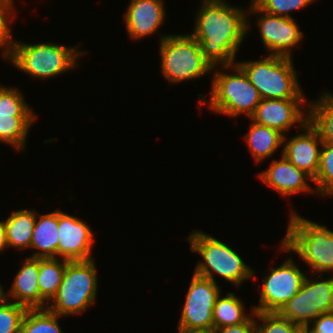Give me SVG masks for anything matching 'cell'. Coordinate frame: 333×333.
<instances>
[{
	"label": "cell",
	"instance_id": "1",
	"mask_svg": "<svg viewBox=\"0 0 333 333\" xmlns=\"http://www.w3.org/2000/svg\"><path fill=\"white\" fill-rule=\"evenodd\" d=\"M191 35L204 58L214 66L235 63L236 53L251 27L247 11L223 2H201Z\"/></svg>",
	"mask_w": 333,
	"mask_h": 333
},
{
	"label": "cell",
	"instance_id": "2",
	"mask_svg": "<svg viewBox=\"0 0 333 333\" xmlns=\"http://www.w3.org/2000/svg\"><path fill=\"white\" fill-rule=\"evenodd\" d=\"M287 222L280 250L296 253L298 258L310 266L308 273H319L322 278L325 272L333 274V231L305 219L295 211L291 212Z\"/></svg>",
	"mask_w": 333,
	"mask_h": 333
},
{
	"label": "cell",
	"instance_id": "3",
	"mask_svg": "<svg viewBox=\"0 0 333 333\" xmlns=\"http://www.w3.org/2000/svg\"><path fill=\"white\" fill-rule=\"evenodd\" d=\"M79 46H65L52 41L30 44L14 40L2 57L32 78L46 80L78 66V58L86 53L85 50H77Z\"/></svg>",
	"mask_w": 333,
	"mask_h": 333
},
{
	"label": "cell",
	"instance_id": "4",
	"mask_svg": "<svg viewBox=\"0 0 333 333\" xmlns=\"http://www.w3.org/2000/svg\"><path fill=\"white\" fill-rule=\"evenodd\" d=\"M189 235L190 250L203 258L196 265L195 274L216 282L215 274L238 287L254 278L255 271L227 244L201 230H192Z\"/></svg>",
	"mask_w": 333,
	"mask_h": 333
},
{
	"label": "cell",
	"instance_id": "5",
	"mask_svg": "<svg viewBox=\"0 0 333 333\" xmlns=\"http://www.w3.org/2000/svg\"><path fill=\"white\" fill-rule=\"evenodd\" d=\"M222 71L213 67V81L209 101L205 104L215 113L230 117L246 114L250 118L261 101L258 90L249 81L243 69L235 62L221 65ZM232 69V74L224 70ZM217 71V72H216Z\"/></svg>",
	"mask_w": 333,
	"mask_h": 333
},
{
	"label": "cell",
	"instance_id": "6",
	"mask_svg": "<svg viewBox=\"0 0 333 333\" xmlns=\"http://www.w3.org/2000/svg\"><path fill=\"white\" fill-rule=\"evenodd\" d=\"M292 60L268 54L264 59L236 63L258 90L261 99H306Z\"/></svg>",
	"mask_w": 333,
	"mask_h": 333
},
{
	"label": "cell",
	"instance_id": "7",
	"mask_svg": "<svg viewBox=\"0 0 333 333\" xmlns=\"http://www.w3.org/2000/svg\"><path fill=\"white\" fill-rule=\"evenodd\" d=\"M97 280L94 258L68 261L58 291L46 308L61 317L84 313L96 302Z\"/></svg>",
	"mask_w": 333,
	"mask_h": 333
},
{
	"label": "cell",
	"instance_id": "8",
	"mask_svg": "<svg viewBox=\"0 0 333 333\" xmlns=\"http://www.w3.org/2000/svg\"><path fill=\"white\" fill-rule=\"evenodd\" d=\"M161 72L170 83L198 79L213 73L198 41L191 35H160Z\"/></svg>",
	"mask_w": 333,
	"mask_h": 333
},
{
	"label": "cell",
	"instance_id": "9",
	"mask_svg": "<svg viewBox=\"0 0 333 333\" xmlns=\"http://www.w3.org/2000/svg\"><path fill=\"white\" fill-rule=\"evenodd\" d=\"M311 275L310 279L305 277L298 293L276 312L301 328L309 326L320 314L333 311V274L326 280L318 279L315 273Z\"/></svg>",
	"mask_w": 333,
	"mask_h": 333
},
{
	"label": "cell",
	"instance_id": "10",
	"mask_svg": "<svg viewBox=\"0 0 333 333\" xmlns=\"http://www.w3.org/2000/svg\"><path fill=\"white\" fill-rule=\"evenodd\" d=\"M221 293L217 282L193 272L178 321V330L211 333L214 329V304Z\"/></svg>",
	"mask_w": 333,
	"mask_h": 333
},
{
	"label": "cell",
	"instance_id": "11",
	"mask_svg": "<svg viewBox=\"0 0 333 333\" xmlns=\"http://www.w3.org/2000/svg\"><path fill=\"white\" fill-rule=\"evenodd\" d=\"M264 277L258 306L255 312H277L283 304L295 296L306 277L292 257H288L280 266L270 268Z\"/></svg>",
	"mask_w": 333,
	"mask_h": 333
},
{
	"label": "cell",
	"instance_id": "12",
	"mask_svg": "<svg viewBox=\"0 0 333 333\" xmlns=\"http://www.w3.org/2000/svg\"><path fill=\"white\" fill-rule=\"evenodd\" d=\"M247 15L256 14L258 28L263 45L269 55L292 58L291 50L302 41L304 34L300 31L294 18L275 16L265 13L250 1ZM261 15V16H260ZM292 48V49H291Z\"/></svg>",
	"mask_w": 333,
	"mask_h": 333
},
{
	"label": "cell",
	"instance_id": "13",
	"mask_svg": "<svg viewBox=\"0 0 333 333\" xmlns=\"http://www.w3.org/2000/svg\"><path fill=\"white\" fill-rule=\"evenodd\" d=\"M85 222L58 209L57 258L67 261L93 259L91 251L95 237Z\"/></svg>",
	"mask_w": 333,
	"mask_h": 333
},
{
	"label": "cell",
	"instance_id": "14",
	"mask_svg": "<svg viewBox=\"0 0 333 333\" xmlns=\"http://www.w3.org/2000/svg\"><path fill=\"white\" fill-rule=\"evenodd\" d=\"M307 102L306 99H261L250 119L285 136L294 125L300 124L301 128L309 120ZM300 106L307 110L304 112Z\"/></svg>",
	"mask_w": 333,
	"mask_h": 333
},
{
	"label": "cell",
	"instance_id": "15",
	"mask_svg": "<svg viewBox=\"0 0 333 333\" xmlns=\"http://www.w3.org/2000/svg\"><path fill=\"white\" fill-rule=\"evenodd\" d=\"M301 130L304 133L296 134L290 139L283 137L281 155L314 180L319 168L323 141L318 130L309 120L301 127ZM287 139L289 141H286Z\"/></svg>",
	"mask_w": 333,
	"mask_h": 333
},
{
	"label": "cell",
	"instance_id": "16",
	"mask_svg": "<svg viewBox=\"0 0 333 333\" xmlns=\"http://www.w3.org/2000/svg\"><path fill=\"white\" fill-rule=\"evenodd\" d=\"M163 0H131L124 15L126 32L133 40L157 33L166 20Z\"/></svg>",
	"mask_w": 333,
	"mask_h": 333
},
{
	"label": "cell",
	"instance_id": "17",
	"mask_svg": "<svg viewBox=\"0 0 333 333\" xmlns=\"http://www.w3.org/2000/svg\"><path fill=\"white\" fill-rule=\"evenodd\" d=\"M261 181L280 195L285 197L294 196L298 193L317 194L315 188H311L308 180L313 179L304 171L298 169L283 155L280 160H272L270 166L266 170L258 174Z\"/></svg>",
	"mask_w": 333,
	"mask_h": 333
},
{
	"label": "cell",
	"instance_id": "18",
	"mask_svg": "<svg viewBox=\"0 0 333 333\" xmlns=\"http://www.w3.org/2000/svg\"><path fill=\"white\" fill-rule=\"evenodd\" d=\"M38 272L39 258L27 257L16 273L8 293L2 288V296L27 309L40 308Z\"/></svg>",
	"mask_w": 333,
	"mask_h": 333
},
{
	"label": "cell",
	"instance_id": "19",
	"mask_svg": "<svg viewBox=\"0 0 333 333\" xmlns=\"http://www.w3.org/2000/svg\"><path fill=\"white\" fill-rule=\"evenodd\" d=\"M39 220L37 221V218ZM58 247V210L47 214L36 212V221L31 238L32 258H57Z\"/></svg>",
	"mask_w": 333,
	"mask_h": 333
},
{
	"label": "cell",
	"instance_id": "20",
	"mask_svg": "<svg viewBox=\"0 0 333 333\" xmlns=\"http://www.w3.org/2000/svg\"><path fill=\"white\" fill-rule=\"evenodd\" d=\"M248 129L244 137L257 163L272 156L283 145L284 135L275 129L257 124L252 120Z\"/></svg>",
	"mask_w": 333,
	"mask_h": 333
},
{
	"label": "cell",
	"instance_id": "21",
	"mask_svg": "<svg viewBox=\"0 0 333 333\" xmlns=\"http://www.w3.org/2000/svg\"><path fill=\"white\" fill-rule=\"evenodd\" d=\"M36 221V212L32 209H20L11 213L3 221L6 230L7 247L17 250L31 249V238Z\"/></svg>",
	"mask_w": 333,
	"mask_h": 333
},
{
	"label": "cell",
	"instance_id": "22",
	"mask_svg": "<svg viewBox=\"0 0 333 333\" xmlns=\"http://www.w3.org/2000/svg\"><path fill=\"white\" fill-rule=\"evenodd\" d=\"M67 263V260L59 258H39L40 308H46L47 304L56 295Z\"/></svg>",
	"mask_w": 333,
	"mask_h": 333
},
{
	"label": "cell",
	"instance_id": "23",
	"mask_svg": "<svg viewBox=\"0 0 333 333\" xmlns=\"http://www.w3.org/2000/svg\"><path fill=\"white\" fill-rule=\"evenodd\" d=\"M37 116L0 115V142L14 147L17 151L25 150L30 128Z\"/></svg>",
	"mask_w": 333,
	"mask_h": 333
},
{
	"label": "cell",
	"instance_id": "24",
	"mask_svg": "<svg viewBox=\"0 0 333 333\" xmlns=\"http://www.w3.org/2000/svg\"><path fill=\"white\" fill-rule=\"evenodd\" d=\"M309 121L318 130L324 143L333 144V94L321 93L308 106Z\"/></svg>",
	"mask_w": 333,
	"mask_h": 333
},
{
	"label": "cell",
	"instance_id": "25",
	"mask_svg": "<svg viewBox=\"0 0 333 333\" xmlns=\"http://www.w3.org/2000/svg\"><path fill=\"white\" fill-rule=\"evenodd\" d=\"M245 311L244 303L234 293H226L224 297L220 294L214 304V329L245 322L251 316Z\"/></svg>",
	"mask_w": 333,
	"mask_h": 333
},
{
	"label": "cell",
	"instance_id": "26",
	"mask_svg": "<svg viewBox=\"0 0 333 333\" xmlns=\"http://www.w3.org/2000/svg\"><path fill=\"white\" fill-rule=\"evenodd\" d=\"M61 316L47 308L27 309L20 333H63L59 326Z\"/></svg>",
	"mask_w": 333,
	"mask_h": 333
},
{
	"label": "cell",
	"instance_id": "27",
	"mask_svg": "<svg viewBox=\"0 0 333 333\" xmlns=\"http://www.w3.org/2000/svg\"><path fill=\"white\" fill-rule=\"evenodd\" d=\"M316 193L320 196L333 195V144L324 143L321 147L319 168L316 178Z\"/></svg>",
	"mask_w": 333,
	"mask_h": 333
},
{
	"label": "cell",
	"instance_id": "28",
	"mask_svg": "<svg viewBox=\"0 0 333 333\" xmlns=\"http://www.w3.org/2000/svg\"><path fill=\"white\" fill-rule=\"evenodd\" d=\"M22 91L0 85V115L4 116H36L25 101Z\"/></svg>",
	"mask_w": 333,
	"mask_h": 333
},
{
	"label": "cell",
	"instance_id": "29",
	"mask_svg": "<svg viewBox=\"0 0 333 333\" xmlns=\"http://www.w3.org/2000/svg\"><path fill=\"white\" fill-rule=\"evenodd\" d=\"M27 308L3 296L0 298V333H20Z\"/></svg>",
	"mask_w": 333,
	"mask_h": 333
},
{
	"label": "cell",
	"instance_id": "30",
	"mask_svg": "<svg viewBox=\"0 0 333 333\" xmlns=\"http://www.w3.org/2000/svg\"><path fill=\"white\" fill-rule=\"evenodd\" d=\"M255 333H297L301 327L276 312H255Z\"/></svg>",
	"mask_w": 333,
	"mask_h": 333
},
{
	"label": "cell",
	"instance_id": "31",
	"mask_svg": "<svg viewBox=\"0 0 333 333\" xmlns=\"http://www.w3.org/2000/svg\"><path fill=\"white\" fill-rule=\"evenodd\" d=\"M258 8L263 10L265 13L289 17L291 12L294 10H300L311 5L316 0H251Z\"/></svg>",
	"mask_w": 333,
	"mask_h": 333
},
{
	"label": "cell",
	"instance_id": "32",
	"mask_svg": "<svg viewBox=\"0 0 333 333\" xmlns=\"http://www.w3.org/2000/svg\"><path fill=\"white\" fill-rule=\"evenodd\" d=\"M15 5L14 0H0V53L2 55L11 47L15 40L9 28L10 22L14 19Z\"/></svg>",
	"mask_w": 333,
	"mask_h": 333
},
{
	"label": "cell",
	"instance_id": "33",
	"mask_svg": "<svg viewBox=\"0 0 333 333\" xmlns=\"http://www.w3.org/2000/svg\"><path fill=\"white\" fill-rule=\"evenodd\" d=\"M255 311L252 308L251 316L242 323L213 329L211 333H255Z\"/></svg>",
	"mask_w": 333,
	"mask_h": 333
},
{
	"label": "cell",
	"instance_id": "34",
	"mask_svg": "<svg viewBox=\"0 0 333 333\" xmlns=\"http://www.w3.org/2000/svg\"><path fill=\"white\" fill-rule=\"evenodd\" d=\"M310 325L307 327L313 333H333V311L320 314Z\"/></svg>",
	"mask_w": 333,
	"mask_h": 333
},
{
	"label": "cell",
	"instance_id": "35",
	"mask_svg": "<svg viewBox=\"0 0 333 333\" xmlns=\"http://www.w3.org/2000/svg\"><path fill=\"white\" fill-rule=\"evenodd\" d=\"M7 247V240H6V230L3 224V220L0 221V251H4Z\"/></svg>",
	"mask_w": 333,
	"mask_h": 333
},
{
	"label": "cell",
	"instance_id": "36",
	"mask_svg": "<svg viewBox=\"0 0 333 333\" xmlns=\"http://www.w3.org/2000/svg\"><path fill=\"white\" fill-rule=\"evenodd\" d=\"M225 0H202L201 2H223Z\"/></svg>",
	"mask_w": 333,
	"mask_h": 333
},
{
	"label": "cell",
	"instance_id": "37",
	"mask_svg": "<svg viewBox=\"0 0 333 333\" xmlns=\"http://www.w3.org/2000/svg\"><path fill=\"white\" fill-rule=\"evenodd\" d=\"M178 333H205V332H188V331L178 330Z\"/></svg>",
	"mask_w": 333,
	"mask_h": 333
},
{
	"label": "cell",
	"instance_id": "38",
	"mask_svg": "<svg viewBox=\"0 0 333 333\" xmlns=\"http://www.w3.org/2000/svg\"><path fill=\"white\" fill-rule=\"evenodd\" d=\"M297 333H306V327H302Z\"/></svg>",
	"mask_w": 333,
	"mask_h": 333
},
{
	"label": "cell",
	"instance_id": "39",
	"mask_svg": "<svg viewBox=\"0 0 333 333\" xmlns=\"http://www.w3.org/2000/svg\"><path fill=\"white\" fill-rule=\"evenodd\" d=\"M306 333H313L308 327H306Z\"/></svg>",
	"mask_w": 333,
	"mask_h": 333
},
{
	"label": "cell",
	"instance_id": "40",
	"mask_svg": "<svg viewBox=\"0 0 333 333\" xmlns=\"http://www.w3.org/2000/svg\"><path fill=\"white\" fill-rule=\"evenodd\" d=\"M2 285L0 284V298H1V296H2Z\"/></svg>",
	"mask_w": 333,
	"mask_h": 333
}]
</instances>
